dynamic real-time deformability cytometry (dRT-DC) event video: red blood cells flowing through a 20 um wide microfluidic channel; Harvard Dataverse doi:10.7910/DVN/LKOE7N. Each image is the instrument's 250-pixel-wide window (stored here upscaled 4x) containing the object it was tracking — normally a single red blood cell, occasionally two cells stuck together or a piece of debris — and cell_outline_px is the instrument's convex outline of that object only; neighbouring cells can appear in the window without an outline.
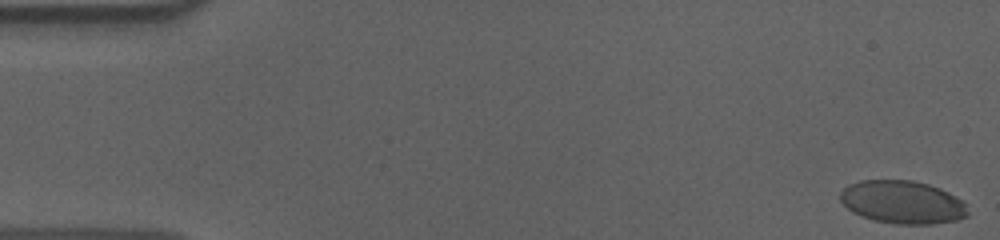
{"species": "human", "species_latin": "Homo sapiens", "temperature_condition": "cold", "stored_images_in_passage": 56, "camera_frame_rate_fps": 3000, "um_per_image_px": 0.085, "donor": {"sex": "male"}, "frame": {"image": 1, "passage_image": 1, "time_ms": 0.0, "image_size_px": [1000, 240], "cell_outline_px": [[968, 216], [956, 220], [932, 224], [896, 224], [872, 220], [852, 212], [840, 200], [840, 192], [848, 184], [860, 180], [912, 180], [928, 184], [940, 188], [964, 200], [968, 212]], "centroid_in_image_um": [76.72, 17.18], "position_along_channel_um": 8.3, "area_um2": 32.19}}
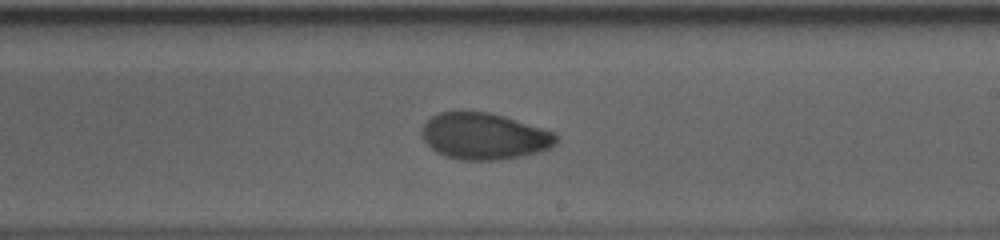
{"frame": {"image": 2, "passage_image": 33, "time_ms": 10.667, "image_size_px": [1000, 240], "cell_outline_px": [[560, 140], [556, 144], [540, 152], [500, 160], [460, 160], [444, 156], [436, 152], [420, 136], [420, 128], [432, 116], [440, 112], [488, 112], [504, 116], [556, 132], [560, 136]], "centroid_in_image_um": [41.18, 11.59], "position_along_channel_um": 247.8, "area_um2": 36.7}}
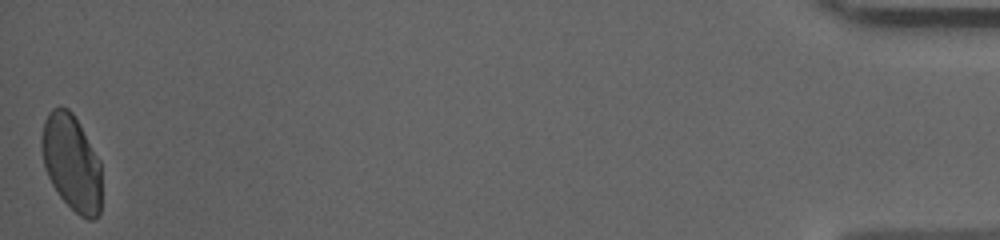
{"frame": {"image": 3, "passage_image": 56, "time_ms": 18.333, "image_size_px": [1000, 240], "cell_outline_px": [[100, 216], [92, 220], [88, 220], [80, 216], [60, 196], [52, 184], [44, 168], [40, 148], [40, 140], [44, 120], [48, 112], [52, 108], [60, 104], [68, 108], [72, 112], [100, 160]], "centroid_in_image_um": [6.05, 13.79], "position_along_channel_um": 429.1, "area_um2": 33.81}, "authors_computed_cell_mechanics": {"area_um2": 35.4025, "velocity_mm_per_s": 3.6207, "shape_relaxation_time_tau1_ms": 9.6844, "shape_relaxation_time_tau2_ms": 1.3994, "deformation_change_tau1": 0.1913, "deformation_change_tau2": 0.0466}}